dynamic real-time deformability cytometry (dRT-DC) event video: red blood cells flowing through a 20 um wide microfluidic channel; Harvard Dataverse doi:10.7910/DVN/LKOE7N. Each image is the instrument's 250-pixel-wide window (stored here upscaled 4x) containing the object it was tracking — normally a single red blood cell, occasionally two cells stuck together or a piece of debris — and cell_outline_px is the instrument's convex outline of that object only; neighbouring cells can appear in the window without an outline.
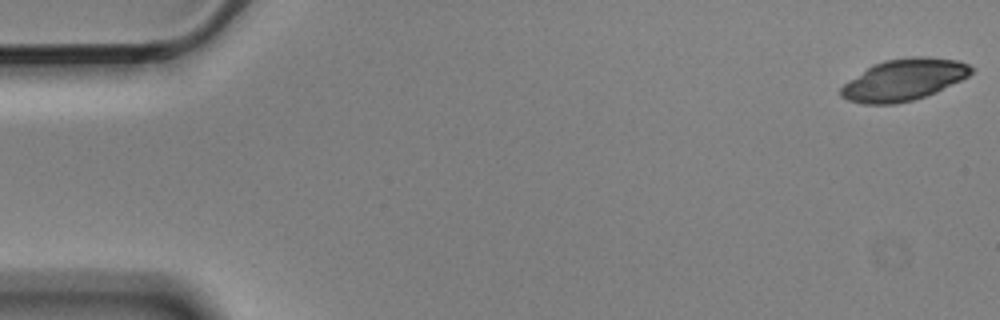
{"species": "Egyptian fruit bat (a non-hibernating species)", "species_latin": "Rousettus aegyptiacus", "temperature_condition": "cold", "stored_images_in_passage": 4, "camera_frame_rate_fps": 3000, "um_per_image_px": 0.085, "animal": {"sex": "male"}, "frame": {"image": 1, "passage_image": 1, "time_ms": 0.0, "image_size_px": [1000, 320], "cell_outline_px": [[976, 68], [968, 76], [936, 92], [912, 100], [896, 104], [864, 104], [848, 100], [840, 96], [840, 88], [844, 84], [872, 64], [884, 60], [912, 56], [924, 56], [956, 60], [968, 64]], "centroid_in_image_um": [76.82, 6.77], "position_along_channel_um": 8.2, "area_um2": 31.5}}